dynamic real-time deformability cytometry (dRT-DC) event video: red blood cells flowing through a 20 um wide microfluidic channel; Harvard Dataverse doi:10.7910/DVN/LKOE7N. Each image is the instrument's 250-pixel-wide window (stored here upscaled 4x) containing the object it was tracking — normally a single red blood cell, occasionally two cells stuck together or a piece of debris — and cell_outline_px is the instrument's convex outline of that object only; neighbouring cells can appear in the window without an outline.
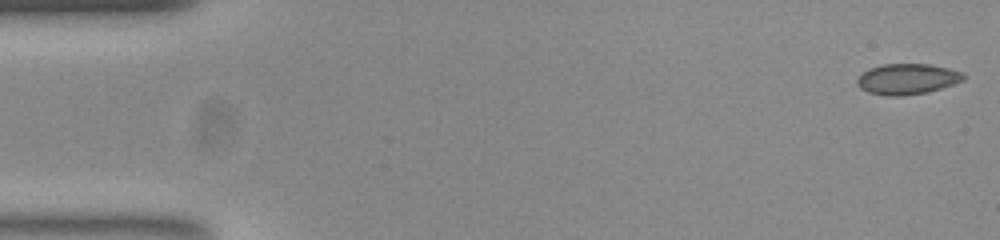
{"species": "common noctule bat (a hibernating species)", "species_latin": "Nyctalus noctula", "temperature_condition": "room temperature", "stored_images_in_passage": 53, "camera_frame_rate_fps": 3000, "um_per_image_px": 0.085, "animal": {"sex": "female", "body_mass_g": 23.0, "forearm_length_mm": 53.4}, "frame": {"image": 1, "passage_image": 1, "time_ms": 0.0, "image_size_px": [1000, 240], "cell_outline_px": [[964, 80], [928, 92], [900, 96], [888, 96], [868, 92], [860, 88], [856, 84], [856, 80], [864, 72], [872, 68], [884, 64], [928, 64], [948, 68], [964, 72]], "centroid_in_image_um": [77.12, 6.72], "position_along_channel_um": 7.9, "area_um2": 18.84}}
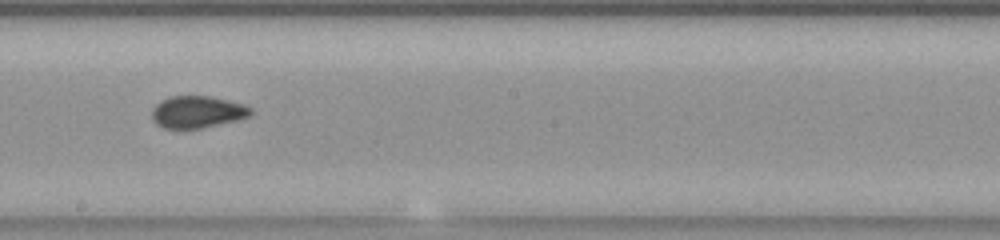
{"frame": {"image": 2, "passage_image": 29, "time_ms": 9.333, "image_size_px": [1000, 240], "cell_outline_px": [[252, 116], [240, 120], [180, 132], [164, 128], [156, 124], [152, 120], [152, 108], [160, 100], [168, 96], [212, 96], [244, 104], [252, 108]], "centroid_in_image_um": [16.75, 9.55], "position_along_channel_um": 231.4, "area_um2": 19.25}}
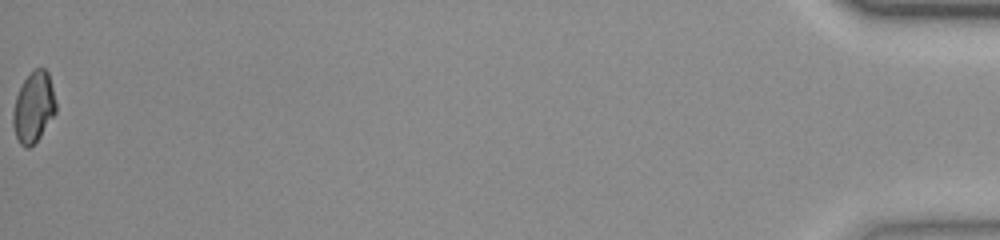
{"frame": {"image": 3, "passage_image": 53, "time_ms": 17.333, "image_size_px": [1000, 240], "cell_outline_px": [[56, 112], [40, 136], [28, 148], [24, 148], [20, 144], [16, 136], [12, 124], [12, 112], [16, 96], [24, 80], [32, 68], [44, 68], [48, 72], [56, 104]], "centroid_in_image_um": [2.84, 9.1], "position_along_channel_um": 432.4, "area_um2": 17.57}, "authors_computed_cell_mechanics": {"area_um2": 18.7272, "velocity_mm_per_s": 3.8382, "shape_relaxation_time_tau1_ms": null, "shape_relaxation_time_tau2_ms": 0.8062, "deformation_change_tau1": null, "deformation_change_tau2": 0.0477}}